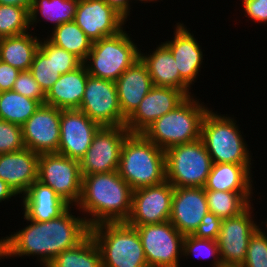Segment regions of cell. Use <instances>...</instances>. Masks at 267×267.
Listing matches in <instances>:
<instances>
[{
    "mask_svg": "<svg viewBox=\"0 0 267 267\" xmlns=\"http://www.w3.org/2000/svg\"><path fill=\"white\" fill-rule=\"evenodd\" d=\"M132 227L137 229L148 266L180 267L185 236L170 221Z\"/></svg>",
    "mask_w": 267,
    "mask_h": 267,
    "instance_id": "10",
    "label": "cell"
},
{
    "mask_svg": "<svg viewBox=\"0 0 267 267\" xmlns=\"http://www.w3.org/2000/svg\"><path fill=\"white\" fill-rule=\"evenodd\" d=\"M24 219L30 224L0 239V259L37 256L46 267L58 254L80 243L90 227L84 217L72 215L71 206L58 218L45 222Z\"/></svg>",
    "mask_w": 267,
    "mask_h": 267,
    "instance_id": "1",
    "label": "cell"
},
{
    "mask_svg": "<svg viewBox=\"0 0 267 267\" xmlns=\"http://www.w3.org/2000/svg\"><path fill=\"white\" fill-rule=\"evenodd\" d=\"M208 210L219 218L228 219L240 215L251 205L253 192H228L205 190Z\"/></svg>",
    "mask_w": 267,
    "mask_h": 267,
    "instance_id": "29",
    "label": "cell"
},
{
    "mask_svg": "<svg viewBox=\"0 0 267 267\" xmlns=\"http://www.w3.org/2000/svg\"><path fill=\"white\" fill-rule=\"evenodd\" d=\"M74 22L96 42L118 34L127 21L105 0H79Z\"/></svg>",
    "mask_w": 267,
    "mask_h": 267,
    "instance_id": "16",
    "label": "cell"
},
{
    "mask_svg": "<svg viewBox=\"0 0 267 267\" xmlns=\"http://www.w3.org/2000/svg\"><path fill=\"white\" fill-rule=\"evenodd\" d=\"M173 192L174 187L168 181L134 190L132 210L126 223L142 226L169 221Z\"/></svg>",
    "mask_w": 267,
    "mask_h": 267,
    "instance_id": "14",
    "label": "cell"
},
{
    "mask_svg": "<svg viewBox=\"0 0 267 267\" xmlns=\"http://www.w3.org/2000/svg\"><path fill=\"white\" fill-rule=\"evenodd\" d=\"M103 267H147L145 252L135 227L126 222L101 223L90 228Z\"/></svg>",
    "mask_w": 267,
    "mask_h": 267,
    "instance_id": "6",
    "label": "cell"
},
{
    "mask_svg": "<svg viewBox=\"0 0 267 267\" xmlns=\"http://www.w3.org/2000/svg\"><path fill=\"white\" fill-rule=\"evenodd\" d=\"M212 165L201 139L165 151L166 181L173 187H204Z\"/></svg>",
    "mask_w": 267,
    "mask_h": 267,
    "instance_id": "8",
    "label": "cell"
},
{
    "mask_svg": "<svg viewBox=\"0 0 267 267\" xmlns=\"http://www.w3.org/2000/svg\"><path fill=\"white\" fill-rule=\"evenodd\" d=\"M101 126L79 109H63L60 117L59 154L80 160Z\"/></svg>",
    "mask_w": 267,
    "mask_h": 267,
    "instance_id": "17",
    "label": "cell"
},
{
    "mask_svg": "<svg viewBox=\"0 0 267 267\" xmlns=\"http://www.w3.org/2000/svg\"><path fill=\"white\" fill-rule=\"evenodd\" d=\"M47 39L52 44L75 54L82 61L86 59L93 43L74 21L62 23L54 28Z\"/></svg>",
    "mask_w": 267,
    "mask_h": 267,
    "instance_id": "31",
    "label": "cell"
},
{
    "mask_svg": "<svg viewBox=\"0 0 267 267\" xmlns=\"http://www.w3.org/2000/svg\"><path fill=\"white\" fill-rule=\"evenodd\" d=\"M20 70L0 60V92L12 90Z\"/></svg>",
    "mask_w": 267,
    "mask_h": 267,
    "instance_id": "42",
    "label": "cell"
},
{
    "mask_svg": "<svg viewBox=\"0 0 267 267\" xmlns=\"http://www.w3.org/2000/svg\"><path fill=\"white\" fill-rule=\"evenodd\" d=\"M122 115L127 119L153 87L146 64L137 59L115 81Z\"/></svg>",
    "mask_w": 267,
    "mask_h": 267,
    "instance_id": "22",
    "label": "cell"
},
{
    "mask_svg": "<svg viewBox=\"0 0 267 267\" xmlns=\"http://www.w3.org/2000/svg\"><path fill=\"white\" fill-rule=\"evenodd\" d=\"M21 196L24 216L36 222L58 218L70 207L51 187L38 180Z\"/></svg>",
    "mask_w": 267,
    "mask_h": 267,
    "instance_id": "23",
    "label": "cell"
},
{
    "mask_svg": "<svg viewBox=\"0 0 267 267\" xmlns=\"http://www.w3.org/2000/svg\"><path fill=\"white\" fill-rule=\"evenodd\" d=\"M136 1H137V0H136ZM138 1H140L141 3H142V2H144V3L147 2V3H148V2H153V1H157V0H138Z\"/></svg>",
    "mask_w": 267,
    "mask_h": 267,
    "instance_id": "46",
    "label": "cell"
},
{
    "mask_svg": "<svg viewBox=\"0 0 267 267\" xmlns=\"http://www.w3.org/2000/svg\"><path fill=\"white\" fill-rule=\"evenodd\" d=\"M79 110L102 126H125L114 81L88 76Z\"/></svg>",
    "mask_w": 267,
    "mask_h": 267,
    "instance_id": "13",
    "label": "cell"
},
{
    "mask_svg": "<svg viewBox=\"0 0 267 267\" xmlns=\"http://www.w3.org/2000/svg\"><path fill=\"white\" fill-rule=\"evenodd\" d=\"M251 166L252 165L231 163H213L204 189L228 192H253L252 188L254 187H252L253 175H251Z\"/></svg>",
    "mask_w": 267,
    "mask_h": 267,
    "instance_id": "26",
    "label": "cell"
},
{
    "mask_svg": "<svg viewBox=\"0 0 267 267\" xmlns=\"http://www.w3.org/2000/svg\"><path fill=\"white\" fill-rule=\"evenodd\" d=\"M188 96L173 87L153 86L137 109L126 119L130 133H142L158 118L179 106Z\"/></svg>",
    "mask_w": 267,
    "mask_h": 267,
    "instance_id": "18",
    "label": "cell"
},
{
    "mask_svg": "<svg viewBox=\"0 0 267 267\" xmlns=\"http://www.w3.org/2000/svg\"><path fill=\"white\" fill-rule=\"evenodd\" d=\"M199 256L201 259L213 257V267H223L216 240L200 239L192 235H186L183 241V256Z\"/></svg>",
    "mask_w": 267,
    "mask_h": 267,
    "instance_id": "35",
    "label": "cell"
},
{
    "mask_svg": "<svg viewBox=\"0 0 267 267\" xmlns=\"http://www.w3.org/2000/svg\"><path fill=\"white\" fill-rule=\"evenodd\" d=\"M12 90L21 94L22 96L35 99L41 104H45L46 94L35 81L32 73L29 70L20 72L16 78V81L14 82Z\"/></svg>",
    "mask_w": 267,
    "mask_h": 267,
    "instance_id": "38",
    "label": "cell"
},
{
    "mask_svg": "<svg viewBox=\"0 0 267 267\" xmlns=\"http://www.w3.org/2000/svg\"><path fill=\"white\" fill-rule=\"evenodd\" d=\"M46 267H103L100 250L89 233L80 243L58 254Z\"/></svg>",
    "mask_w": 267,
    "mask_h": 267,
    "instance_id": "28",
    "label": "cell"
},
{
    "mask_svg": "<svg viewBox=\"0 0 267 267\" xmlns=\"http://www.w3.org/2000/svg\"><path fill=\"white\" fill-rule=\"evenodd\" d=\"M129 133L125 126L100 127L90 148L79 160L82 176L118 170L122 145Z\"/></svg>",
    "mask_w": 267,
    "mask_h": 267,
    "instance_id": "11",
    "label": "cell"
},
{
    "mask_svg": "<svg viewBox=\"0 0 267 267\" xmlns=\"http://www.w3.org/2000/svg\"><path fill=\"white\" fill-rule=\"evenodd\" d=\"M24 148L22 126L0 119V154Z\"/></svg>",
    "mask_w": 267,
    "mask_h": 267,
    "instance_id": "37",
    "label": "cell"
},
{
    "mask_svg": "<svg viewBox=\"0 0 267 267\" xmlns=\"http://www.w3.org/2000/svg\"><path fill=\"white\" fill-rule=\"evenodd\" d=\"M83 64L75 54L53 44V66L61 75L71 72Z\"/></svg>",
    "mask_w": 267,
    "mask_h": 267,
    "instance_id": "39",
    "label": "cell"
},
{
    "mask_svg": "<svg viewBox=\"0 0 267 267\" xmlns=\"http://www.w3.org/2000/svg\"><path fill=\"white\" fill-rule=\"evenodd\" d=\"M38 162L39 154L28 148L0 154V179L20 197L37 181Z\"/></svg>",
    "mask_w": 267,
    "mask_h": 267,
    "instance_id": "20",
    "label": "cell"
},
{
    "mask_svg": "<svg viewBox=\"0 0 267 267\" xmlns=\"http://www.w3.org/2000/svg\"><path fill=\"white\" fill-rule=\"evenodd\" d=\"M140 58L148 68L153 86L173 87L187 96L192 94L191 87L180 77L170 49L163 42L147 55L140 50Z\"/></svg>",
    "mask_w": 267,
    "mask_h": 267,
    "instance_id": "24",
    "label": "cell"
},
{
    "mask_svg": "<svg viewBox=\"0 0 267 267\" xmlns=\"http://www.w3.org/2000/svg\"><path fill=\"white\" fill-rule=\"evenodd\" d=\"M34 0H0V5H14L27 9L29 12L32 9Z\"/></svg>",
    "mask_w": 267,
    "mask_h": 267,
    "instance_id": "45",
    "label": "cell"
},
{
    "mask_svg": "<svg viewBox=\"0 0 267 267\" xmlns=\"http://www.w3.org/2000/svg\"><path fill=\"white\" fill-rule=\"evenodd\" d=\"M29 11L20 6L0 5V38L29 32Z\"/></svg>",
    "mask_w": 267,
    "mask_h": 267,
    "instance_id": "34",
    "label": "cell"
},
{
    "mask_svg": "<svg viewBox=\"0 0 267 267\" xmlns=\"http://www.w3.org/2000/svg\"><path fill=\"white\" fill-rule=\"evenodd\" d=\"M61 109L41 104L22 125L25 148L37 154L57 153L60 142Z\"/></svg>",
    "mask_w": 267,
    "mask_h": 267,
    "instance_id": "15",
    "label": "cell"
},
{
    "mask_svg": "<svg viewBox=\"0 0 267 267\" xmlns=\"http://www.w3.org/2000/svg\"><path fill=\"white\" fill-rule=\"evenodd\" d=\"M27 32L25 34L0 38V60L20 71L30 69L40 39Z\"/></svg>",
    "mask_w": 267,
    "mask_h": 267,
    "instance_id": "27",
    "label": "cell"
},
{
    "mask_svg": "<svg viewBox=\"0 0 267 267\" xmlns=\"http://www.w3.org/2000/svg\"><path fill=\"white\" fill-rule=\"evenodd\" d=\"M35 81L47 94L58 81L61 74L56 72L53 66V44L47 39L40 41L39 50L36 52L29 69Z\"/></svg>",
    "mask_w": 267,
    "mask_h": 267,
    "instance_id": "33",
    "label": "cell"
},
{
    "mask_svg": "<svg viewBox=\"0 0 267 267\" xmlns=\"http://www.w3.org/2000/svg\"><path fill=\"white\" fill-rule=\"evenodd\" d=\"M253 210L251 204L240 215L222 220L216 241L223 267H241L244 263L250 237L260 227L252 218Z\"/></svg>",
    "mask_w": 267,
    "mask_h": 267,
    "instance_id": "12",
    "label": "cell"
},
{
    "mask_svg": "<svg viewBox=\"0 0 267 267\" xmlns=\"http://www.w3.org/2000/svg\"><path fill=\"white\" fill-rule=\"evenodd\" d=\"M41 103L13 90L0 92V119L22 126Z\"/></svg>",
    "mask_w": 267,
    "mask_h": 267,
    "instance_id": "32",
    "label": "cell"
},
{
    "mask_svg": "<svg viewBox=\"0 0 267 267\" xmlns=\"http://www.w3.org/2000/svg\"><path fill=\"white\" fill-rule=\"evenodd\" d=\"M110 6H112L117 12H119L127 21L130 15V1L129 0H105Z\"/></svg>",
    "mask_w": 267,
    "mask_h": 267,
    "instance_id": "43",
    "label": "cell"
},
{
    "mask_svg": "<svg viewBox=\"0 0 267 267\" xmlns=\"http://www.w3.org/2000/svg\"><path fill=\"white\" fill-rule=\"evenodd\" d=\"M242 7L250 20L267 23V0H241Z\"/></svg>",
    "mask_w": 267,
    "mask_h": 267,
    "instance_id": "41",
    "label": "cell"
},
{
    "mask_svg": "<svg viewBox=\"0 0 267 267\" xmlns=\"http://www.w3.org/2000/svg\"><path fill=\"white\" fill-rule=\"evenodd\" d=\"M79 0H34L30 14V27L39 23L38 14L53 23V29L75 19ZM33 25V26H32Z\"/></svg>",
    "mask_w": 267,
    "mask_h": 267,
    "instance_id": "30",
    "label": "cell"
},
{
    "mask_svg": "<svg viewBox=\"0 0 267 267\" xmlns=\"http://www.w3.org/2000/svg\"><path fill=\"white\" fill-rule=\"evenodd\" d=\"M258 228L250 237L247 255L241 267H267V233Z\"/></svg>",
    "mask_w": 267,
    "mask_h": 267,
    "instance_id": "36",
    "label": "cell"
},
{
    "mask_svg": "<svg viewBox=\"0 0 267 267\" xmlns=\"http://www.w3.org/2000/svg\"><path fill=\"white\" fill-rule=\"evenodd\" d=\"M38 181L51 187L71 207L81 198L82 174L80 161L59 153L39 155Z\"/></svg>",
    "mask_w": 267,
    "mask_h": 267,
    "instance_id": "9",
    "label": "cell"
},
{
    "mask_svg": "<svg viewBox=\"0 0 267 267\" xmlns=\"http://www.w3.org/2000/svg\"><path fill=\"white\" fill-rule=\"evenodd\" d=\"M221 224L222 219L208 211L192 236L200 239L217 240Z\"/></svg>",
    "mask_w": 267,
    "mask_h": 267,
    "instance_id": "40",
    "label": "cell"
},
{
    "mask_svg": "<svg viewBox=\"0 0 267 267\" xmlns=\"http://www.w3.org/2000/svg\"><path fill=\"white\" fill-rule=\"evenodd\" d=\"M89 74L84 64L62 74L46 94L45 104L63 109H79Z\"/></svg>",
    "mask_w": 267,
    "mask_h": 267,
    "instance_id": "25",
    "label": "cell"
},
{
    "mask_svg": "<svg viewBox=\"0 0 267 267\" xmlns=\"http://www.w3.org/2000/svg\"><path fill=\"white\" fill-rule=\"evenodd\" d=\"M184 23H176L173 40L163 42L171 51L180 77L191 87L199 76L203 60L201 46Z\"/></svg>",
    "mask_w": 267,
    "mask_h": 267,
    "instance_id": "21",
    "label": "cell"
},
{
    "mask_svg": "<svg viewBox=\"0 0 267 267\" xmlns=\"http://www.w3.org/2000/svg\"><path fill=\"white\" fill-rule=\"evenodd\" d=\"M266 220H267V218H266ZM266 220H265V222L262 221V222H261V225H262L263 223H264V225L266 224L265 227H266V229H267V221H266Z\"/></svg>",
    "mask_w": 267,
    "mask_h": 267,
    "instance_id": "47",
    "label": "cell"
},
{
    "mask_svg": "<svg viewBox=\"0 0 267 267\" xmlns=\"http://www.w3.org/2000/svg\"><path fill=\"white\" fill-rule=\"evenodd\" d=\"M17 194L14 190L3 180L0 179V202L11 199V197H15Z\"/></svg>",
    "mask_w": 267,
    "mask_h": 267,
    "instance_id": "44",
    "label": "cell"
},
{
    "mask_svg": "<svg viewBox=\"0 0 267 267\" xmlns=\"http://www.w3.org/2000/svg\"><path fill=\"white\" fill-rule=\"evenodd\" d=\"M234 118L208 109L201 124L200 139L213 163L252 165L251 154Z\"/></svg>",
    "mask_w": 267,
    "mask_h": 267,
    "instance_id": "5",
    "label": "cell"
},
{
    "mask_svg": "<svg viewBox=\"0 0 267 267\" xmlns=\"http://www.w3.org/2000/svg\"><path fill=\"white\" fill-rule=\"evenodd\" d=\"M194 98L188 96L175 109L149 125L142 134L164 151L200 139L202 120L209 108Z\"/></svg>",
    "mask_w": 267,
    "mask_h": 267,
    "instance_id": "4",
    "label": "cell"
},
{
    "mask_svg": "<svg viewBox=\"0 0 267 267\" xmlns=\"http://www.w3.org/2000/svg\"><path fill=\"white\" fill-rule=\"evenodd\" d=\"M208 211L204 187H174L169 221L182 235H192Z\"/></svg>",
    "mask_w": 267,
    "mask_h": 267,
    "instance_id": "19",
    "label": "cell"
},
{
    "mask_svg": "<svg viewBox=\"0 0 267 267\" xmlns=\"http://www.w3.org/2000/svg\"><path fill=\"white\" fill-rule=\"evenodd\" d=\"M123 29L118 34L93 42L83 61L89 76L116 81L140 58V49Z\"/></svg>",
    "mask_w": 267,
    "mask_h": 267,
    "instance_id": "7",
    "label": "cell"
},
{
    "mask_svg": "<svg viewBox=\"0 0 267 267\" xmlns=\"http://www.w3.org/2000/svg\"><path fill=\"white\" fill-rule=\"evenodd\" d=\"M119 175L132 190L166 181L165 151L142 133H129L122 145Z\"/></svg>",
    "mask_w": 267,
    "mask_h": 267,
    "instance_id": "3",
    "label": "cell"
},
{
    "mask_svg": "<svg viewBox=\"0 0 267 267\" xmlns=\"http://www.w3.org/2000/svg\"><path fill=\"white\" fill-rule=\"evenodd\" d=\"M132 193L118 170L89 174L82 176L81 198L76 207L86 214L84 219L90 228L101 223L126 222L132 210Z\"/></svg>",
    "mask_w": 267,
    "mask_h": 267,
    "instance_id": "2",
    "label": "cell"
}]
</instances>
